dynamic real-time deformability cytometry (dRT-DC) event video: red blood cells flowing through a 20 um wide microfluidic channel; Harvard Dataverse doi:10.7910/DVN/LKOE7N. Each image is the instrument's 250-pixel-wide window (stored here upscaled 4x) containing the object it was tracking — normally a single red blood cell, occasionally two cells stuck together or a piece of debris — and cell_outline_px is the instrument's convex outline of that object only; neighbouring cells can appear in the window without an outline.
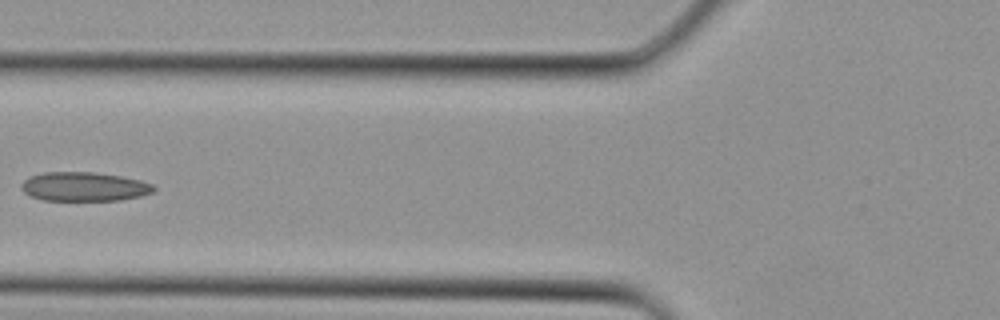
{"species": "Egyptian fruit bat (a non-hibernating species)", "species_latin": "Rousettus aegyptiacus", "temperature_condition": "cold", "stored_images_in_passage": 4, "camera_frame_rate_fps": 3000, "um_per_image_px": 0.085, "animal": {"sex": "female"}, "frame": {"image": 1, "passage_image": 4, "time_ms": 1.0, "image_size_px": [1000, 320], "cell_outline_px": [[156, 188], [152, 192], [140, 196], [120, 200], [44, 200], [32, 196], [24, 192], [20, 188], [20, 184], [28, 176], [44, 172], [92, 172], [120, 176], [140, 180], [152, 184]], "centroid_in_image_um": [7.12, 15.86], "position_along_channel_um": 118.7, "area_um2": 22.37}}